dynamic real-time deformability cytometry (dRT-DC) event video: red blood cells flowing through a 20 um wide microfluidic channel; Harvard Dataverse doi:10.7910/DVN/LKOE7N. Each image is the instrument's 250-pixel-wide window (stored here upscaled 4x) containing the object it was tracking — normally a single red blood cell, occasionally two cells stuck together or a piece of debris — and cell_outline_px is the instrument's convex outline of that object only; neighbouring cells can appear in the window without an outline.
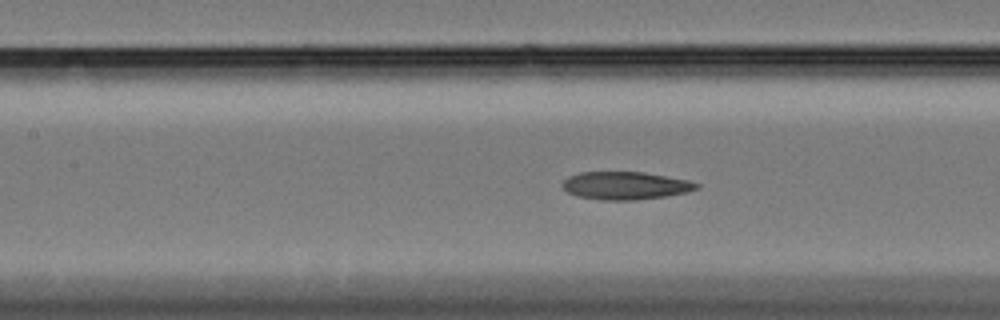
{"species": "Egyptian fruit bat (a non-hibernating species)", "species_latin": "Rousettus aegyptiacus", "temperature_condition": "cold", "stored_images_in_passage": 60, "camera_frame_rate_fps": 3000, "um_per_image_px": 0.085, "animal": {"sex": "female"}, "frame": {"image": 1, "passage_image": 27, "time_ms": 8.667, "image_size_px": [1000, 320], "cell_outline_px": [[700, 188], [684, 192], [664, 196], [636, 200], [604, 200], [576, 196], [568, 192], [560, 184], [568, 176], [580, 172], [644, 172], [688, 180], [700, 184]], "centroid_in_image_um": [53.13, 15.77], "position_along_channel_um": 154.3, "area_um2": 21.68}}
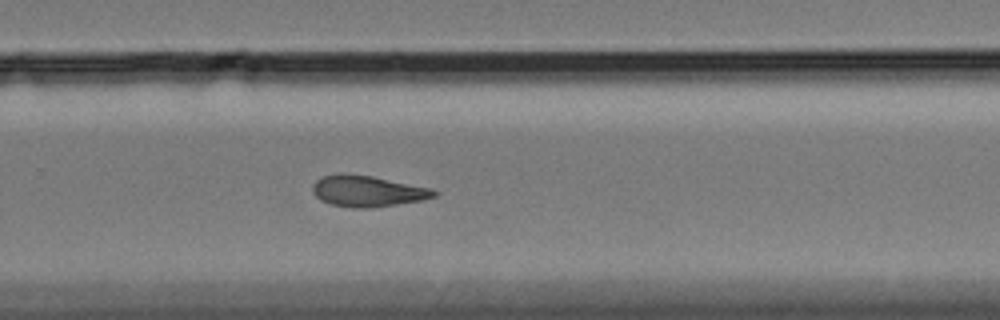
{"frame": {"image": 2, "passage_image": 40, "time_ms": 13.0, "image_size_px": [1000, 320], "cell_outline_px": [[440, 192], [436, 196], [424, 200], [372, 208], [352, 208], [332, 204], [320, 200], [312, 192], [312, 188], [316, 180], [324, 176], [340, 172], [344, 172], [372, 176], [432, 188]], "centroid_in_image_um": [31.26, 16.24], "position_along_channel_um": 298.5, "area_um2": 22.31}}
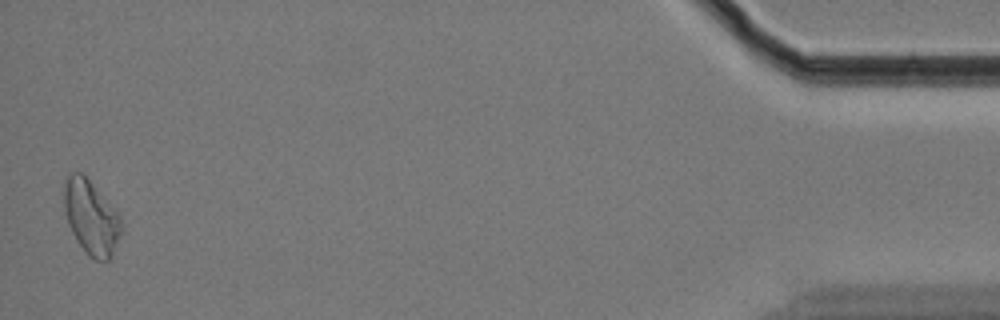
{"frame": {"image": 3, "passage_image": 59, "time_ms": 19.333, "image_size_px": [1000, 320], "cell_outline_px": [[120, 236], [112, 256], [108, 260], [92, 260], [88, 256], [76, 240], [68, 224], [64, 208], [64, 184], [68, 176], [72, 172], [84, 172], [120, 216]], "centroid_in_image_um": [7.73, 18.47], "position_along_channel_um": 427.5, "area_um2": 24.74}, "authors_computed_cell_mechanics": {"area_um2": 22.6576, "velocity_mm_per_s": 3.3449, "shape_relaxation_time_tau1_ms": null, "shape_relaxation_time_tau2_ms": 5.4514, "deformation_change_tau1": null, "deformation_change_tau2": 0.1209}}